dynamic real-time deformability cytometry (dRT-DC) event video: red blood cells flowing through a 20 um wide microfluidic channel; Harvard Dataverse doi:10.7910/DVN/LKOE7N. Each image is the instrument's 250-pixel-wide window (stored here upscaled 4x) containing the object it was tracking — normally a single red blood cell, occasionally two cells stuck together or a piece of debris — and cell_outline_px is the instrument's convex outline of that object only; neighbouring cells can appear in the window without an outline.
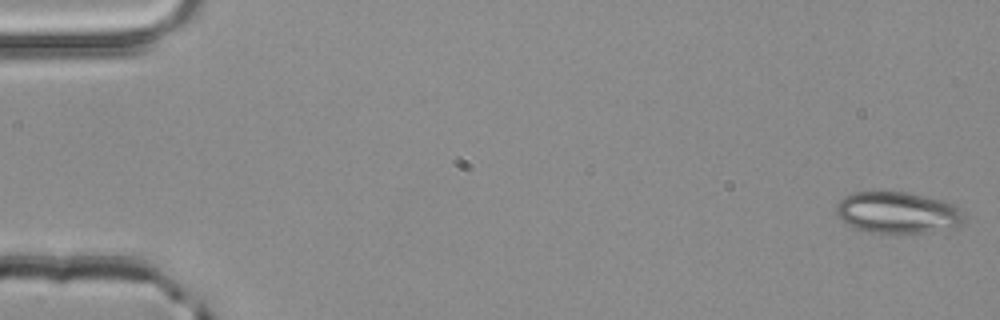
{"species": "common noctule bat (a hibernating species)", "species_latin": "Nyctalus noctula", "temperature_condition": "room temperature", "stored_images_in_passage": 52, "camera_frame_rate_fps": 3000, "um_per_image_px": 0.085, "animal": {"sex": "male", "body_mass_g": 20.4}, "frame": {"image": 1, "passage_image": 1, "time_ms": 0.0, "image_size_px": [1000, 320], "cell_outline_px": [[964, 220], [956, 228], [924, 232], [872, 232], [856, 228], [848, 224], [836, 212], [836, 204], [844, 196], [852, 192], [908, 192], [956, 204], [960, 208], [964, 216]], "centroid_in_image_um": [76.33, 18.05], "position_along_channel_um": 8.7, "area_um2": 30.63}}
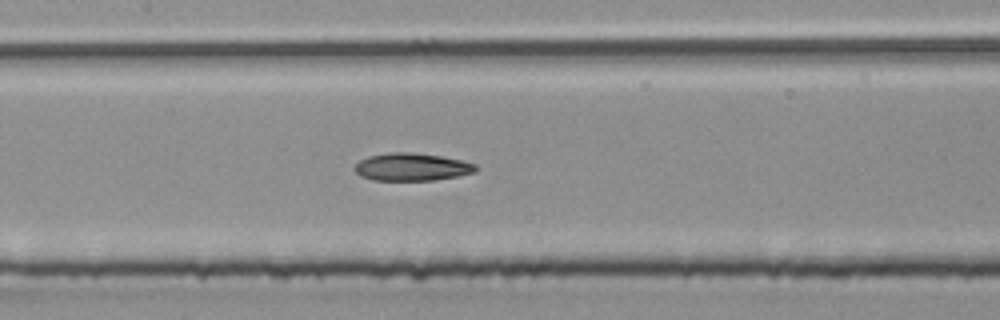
{"frame": {"image": 2, "passage_image": 25, "time_ms": 8.0, "image_size_px": [1000, 320], "cell_outline_px": [[476, 172], [456, 176], [432, 180], [372, 180], [360, 176], [352, 168], [360, 160], [368, 156], [388, 152], [412, 152], [440, 156], [460, 160], [476, 164]], "centroid_in_image_um": [34.95, 14.19], "position_along_channel_um": 172.4, "area_um2": 19.48}}
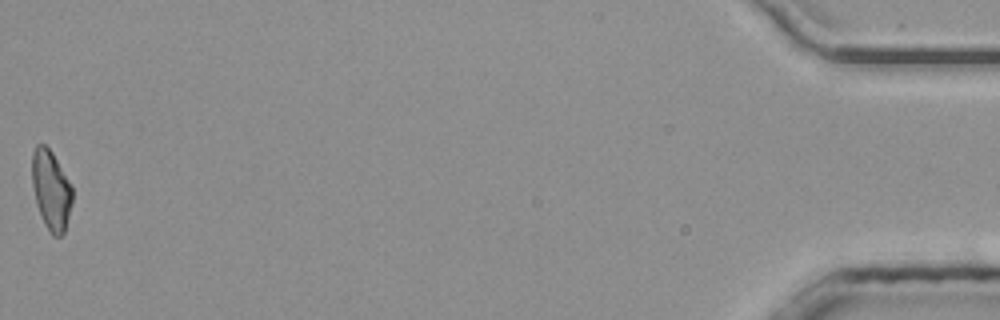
{"frame": {"image": 3, "passage_image": 52, "time_ms": 17.0, "image_size_px": [1000, 320], "cell_outline_px": [[72, 204], [64, 232], [60, 236], [52, 236], [44, 224], [36, 204], [32, 188], [32, 152], [36, 144], [44, 144], [52, 152], [72, 184]], "centroid_in_image_um": [4.33, 16.15], "position_along_channel_um": 430.9, "area_um2": 18.9}, "authors_computed_cell_mechanics": {"area_um2": 19.9121, "velocity_mm_per_s": 4.0335, "shape_relaxation_time_tau1_ms": 4.8207, "shape_relaxation_time_tau2_ms": 7.1358, "deformation_change_tau1": 0.1723, "deformation_change_tau2": 0.1703}}